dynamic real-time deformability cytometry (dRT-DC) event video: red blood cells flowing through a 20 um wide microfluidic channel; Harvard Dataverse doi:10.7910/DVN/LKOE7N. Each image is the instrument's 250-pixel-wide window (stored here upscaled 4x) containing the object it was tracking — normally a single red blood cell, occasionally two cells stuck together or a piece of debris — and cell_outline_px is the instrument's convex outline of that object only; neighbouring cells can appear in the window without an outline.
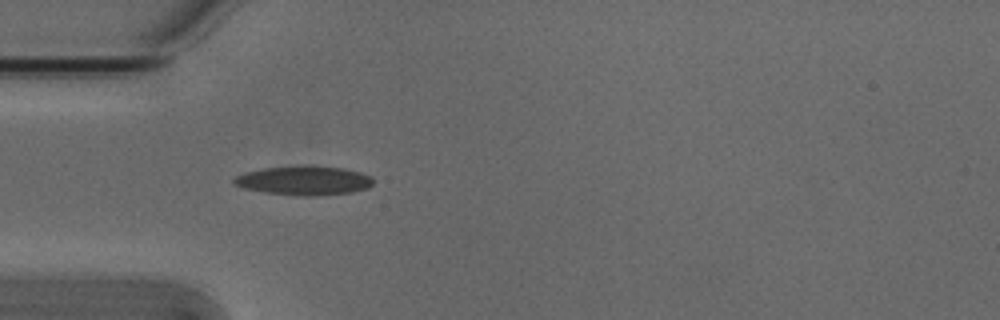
{"species": "Egyptian fruit bat (a non-hibernating species)", "species_latin": "Rousettus aegyptiacus", "temperature_condition": "cold", "stored_images_in_passage": 3, "camera_frame_rate_fps": 3000, "um_per_image_px": 0.085, "animal": {"sex": "male"}, "frame": {"image": 1, "passage_image": 3, "time_ms": 0.667, "image_size_px": [1000, 320], "cell_outline_px": [[372, 184], [368, 188], [352, 192], [316, 196], [300, 196], [264, 192], [244, 188], [236, 184], [232, 180], [236, 176], [244, 172], [264, 168], [340, 168], [360, 172], [372, 176]], "centroid_in_image_um": [25.85, 15.39], "position_along_channel_um": 59.2, "area_um2": 22.72}}